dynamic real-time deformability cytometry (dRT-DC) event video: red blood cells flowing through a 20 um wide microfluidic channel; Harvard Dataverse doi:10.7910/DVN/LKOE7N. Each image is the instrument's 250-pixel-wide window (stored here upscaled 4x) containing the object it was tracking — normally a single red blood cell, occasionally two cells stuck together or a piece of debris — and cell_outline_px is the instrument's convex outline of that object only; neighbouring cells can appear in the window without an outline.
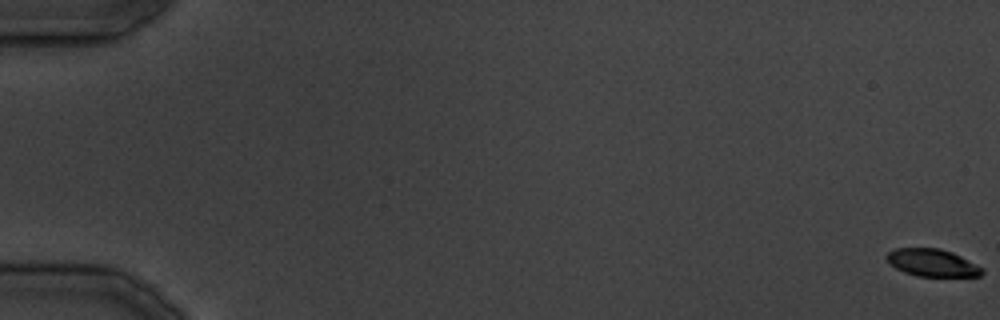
{"species": "common noctule bat (a hibernating species)", "species_latin": "Nyctalus noctula", "temperature_condition": "cold", "stored_images_in_passage": 25, "camera_frame_rate_fps": 3000, "um_per_image_px": 0.085, "animal": {"sex": "male", "body_mass_g": 19.5, "forearm_length_mm": 54.6}, "frame": {"image": 1, "passage_image": 1, "time_ms": 0.0, "image_size_px": [1000, 320], "cell_outline_px": [[984, 272], [980, 276], [916, 276], [904, 272], [896, 268], [888, 260], [888, 252], [896, 248], [940, 248], [952, 252], [984, 268]], "centroid_in_image_um": [79.28, 22.33], "position_along_channel_um": 5.7, "area_um2": 15.09}}